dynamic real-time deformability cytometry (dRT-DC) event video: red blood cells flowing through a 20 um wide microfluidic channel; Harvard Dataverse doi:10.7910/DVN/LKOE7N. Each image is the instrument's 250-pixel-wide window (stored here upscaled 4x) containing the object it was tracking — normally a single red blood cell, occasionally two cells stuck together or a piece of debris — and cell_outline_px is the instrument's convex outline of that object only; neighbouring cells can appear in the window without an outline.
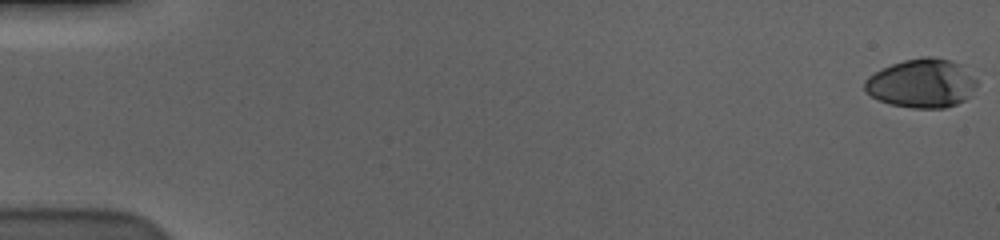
{"species": "human", "species_latin": "Homo sapiens", "temperature_condition": "cold", "stored_images_in_passage": 59, "camera_frame_rate_fps": 3000, "um_per_image_px": 0.085, "donor": {"sex": "male"}, "frame": {"image": 1, "passage_image": 1, "time_ms": 0.0, "image_size_px": [1000, 240], "cell_outline_px": [[976, 84], [968, 96], [964, 100], [956, 104], [944, 108], [912, 108], [892, 104], [880, 100], [864, 92], [864, 80], [868, 76], [892, 64], [904, 60], [924, 56], [932, 56], [952, 60], [960, 64], [976, 80]], "centroid_in_image_um": [78.32, 7.07], "position_along_channel_um": 6.7, "area_um2": 31.67}}
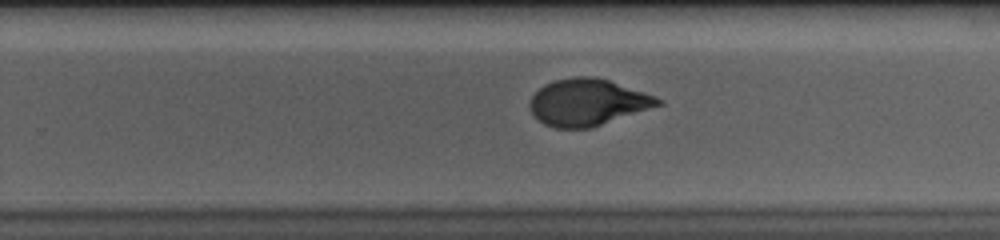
{"frame": {"image": 2, "passage_image": 39, "time_ms": 12.667, "image_size_px": [1000, 240], "cell_outline_px": [[664, 104], [592, 128], [556, 128], [544, 124], [532, 112], [528, 104], [532, 96], [544, 84], [556, 80], [576, 76], [592, 76], [608, 80], [644, 92], [664, 100]], "centroid_in_image_um": [49.97, 8.7], "position_along_channel_um": 279.8, "area_um2": 34.8}}
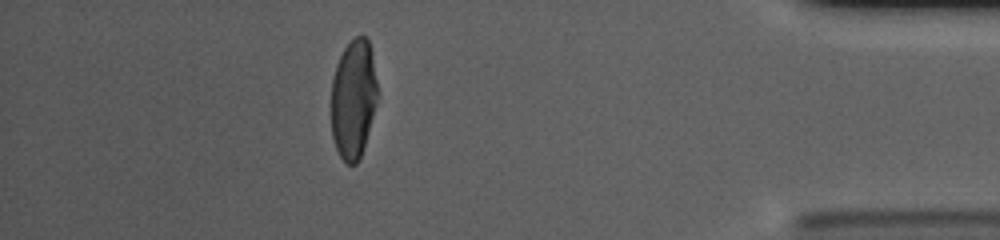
{"frame": {"image": 3, "passage_image": 53, "time_ms": 17.333, "image_size_px": [1000, 240], "cell_outline_px": [[380, 92], [364, 144], [360, 156], [356, 164], [348, 164], [340, 156], [336, 148], [332, 136], [332, 80], [336, 64], [344, 48], [356, 36], [364, 36], [368, 40], [372, 56]], "centroid_in_image_um": [30.06, 8.39], "position_along_channel_um": 405.1, "area_um2": 32.02}, "authors_computed_cell_mechanics": {"area_um2": 34.0442, "velocity_mm_per_s": 3.5824, "shape_relaxation_time_tau1_ms": 4.2542, "shape_relaxation_time_tau2_ms": 1.2521, "deformation_change_tau1": 0.1991, "deformation_change_tau2": 0.0603}}